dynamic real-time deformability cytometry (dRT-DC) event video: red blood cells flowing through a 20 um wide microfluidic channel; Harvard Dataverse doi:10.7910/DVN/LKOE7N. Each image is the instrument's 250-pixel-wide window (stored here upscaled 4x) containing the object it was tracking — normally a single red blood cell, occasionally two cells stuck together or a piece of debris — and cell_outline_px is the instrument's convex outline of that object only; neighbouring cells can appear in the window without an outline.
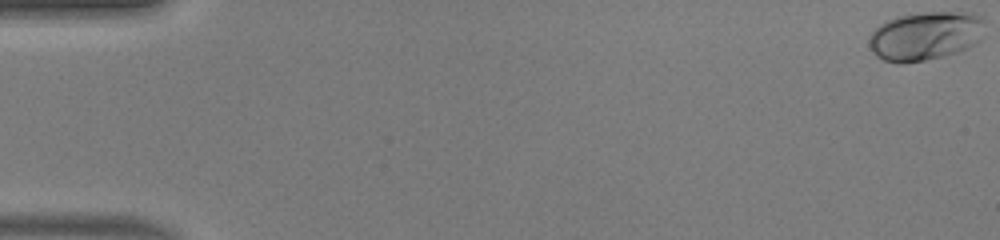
{"species": "human", "species_latin": "Homo sapiens", "temperature_condition": "warm", "stored_images_in_passage": 50, "camera_frame_rate_fps": 3000, "um_per_image_px": 0.085, "donor": {"sex": "male"}, "frame": {"image": 1, "passage_image": 1, "time_ms": 0.0, "image_size_px": [1000, 240], "cell_outline_px": [[984, 20], [980, 40], [976, 44], [960, 52], [944, 56], [904, 64], [900, 64], [884, 60], [876, 56], [872, 52], [868, 44], [868, 36], [880, 24], [896, 16], [924, 12], [968, 12], [984, 16]], "centroid_in_image_um": [78.65, 3.06], "position_along_channel_um": 6.3, "area_um2": 33.35}}
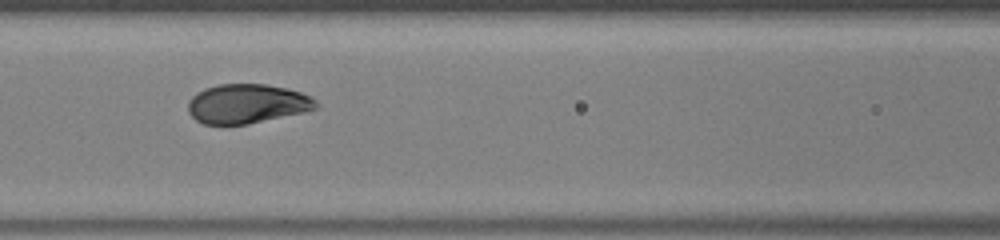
{"frame": {"image": 2, "passage_image": 23, "time_ms": 7.333, "image_size_px": [1000, 240], "cell_outline_px": [[320, 108], [304, 112], [248, 124], [204, 124], [196, 120], [188, 112], [188, 100], [196, 92], [204, 88], [220, 84], [264, 84], [288, 88], [312, 96], [320, 104]], "centroid_in_image_um": [21.03, 8.81], "position_along_channel_um": 145.6, "area_um2": 29.59}}
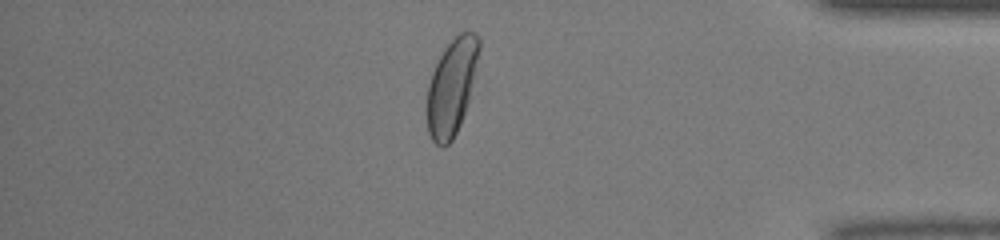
{"frame": {"image": 3, "passage_image": 43, "time_ms": 14.0, "image_size_px": [1000, 240], "cell_outline_px": [[480, 48], [468, 100], [460, 124], [452, 140], [444, 148], [440, 148], [432, 140], [428, 132], [424, 112], [428, 84], [432, 72], [444, 48], [460, 32], [476, 32], [480, 40]], "centroid_in_image_um": [38.34, 7.43], "position_along_channel_um": 396.9, "area_um2": 29.25}, "authors_computed_cell_mechanics": {"area_um2": 30.4606, "velocity_mm_per_s": 4.2282, "shape_relaxation_time_tau1_ms": 2.5326, "shape_relaxation_time_tau2_ms": null, "deformation_change_tau1": 0.1806, "deformation_change_tau2": null}}